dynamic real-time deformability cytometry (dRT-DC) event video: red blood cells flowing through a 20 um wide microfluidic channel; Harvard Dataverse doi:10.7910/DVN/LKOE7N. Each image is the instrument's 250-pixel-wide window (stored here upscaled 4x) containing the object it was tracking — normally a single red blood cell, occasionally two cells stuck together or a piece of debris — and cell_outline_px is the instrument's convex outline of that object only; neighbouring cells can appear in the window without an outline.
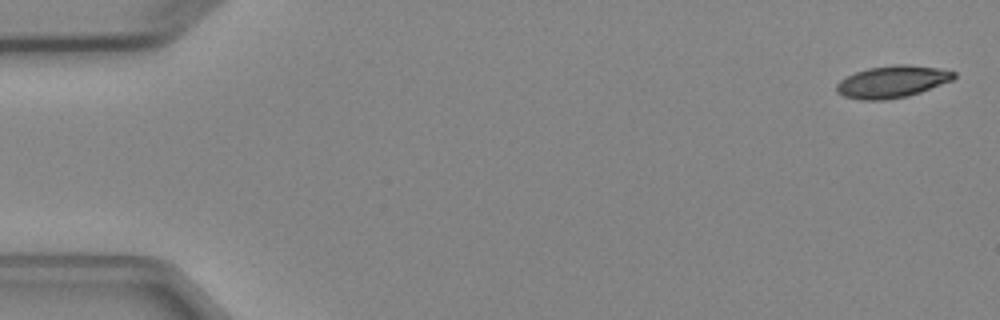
{"species": "Egyptian fruit bat (a non-hibernating species)", "species_latin": "Rousettus aegyptiacus", "temperature_condition": "cold", "stored_images_in_passage": 4, "camera_frame_rate_fps": 3000, "um_per_image_px": 0.085, "animal": {"sex": "female"}, "frame": {"image": 1, "passage_image": 1, "time_ms": 0.0, "image_size_px": [1000, 320], "cell_outline_px": [[956, 76], [952, 80], [920, 92], [908, 96], [884, 100], [860, 100], [844, 96], [836, 92], [836, 84], [840, 80], [856, 72], [868, 68], [896, 64], [908, 64], [940, 68], [956, 72]], "centroid_in_image_um": [75.84, 6.94], "position_along_channel_um": 9.2, "area_um2": 21.91}}
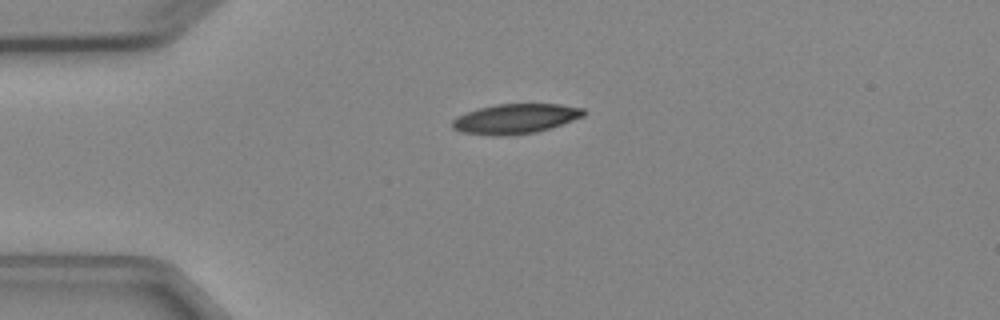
{"frame": {"image": 2, "passage_image": 4, "time_ms": 3.667, "image_size_px": [1000, 320], "cell_outline_px": [[584, 116], [536, 132], [508, 136], [496, 136], [460, 132], [452, 128], [452, 120], [456, 116], [480, 108], [496, 104], [560, 104], [584, 108]], "centroid_in_image_um": [43.77, 10.1], "position_along_channel_um": 41.2, "area_um2": 22.72}}